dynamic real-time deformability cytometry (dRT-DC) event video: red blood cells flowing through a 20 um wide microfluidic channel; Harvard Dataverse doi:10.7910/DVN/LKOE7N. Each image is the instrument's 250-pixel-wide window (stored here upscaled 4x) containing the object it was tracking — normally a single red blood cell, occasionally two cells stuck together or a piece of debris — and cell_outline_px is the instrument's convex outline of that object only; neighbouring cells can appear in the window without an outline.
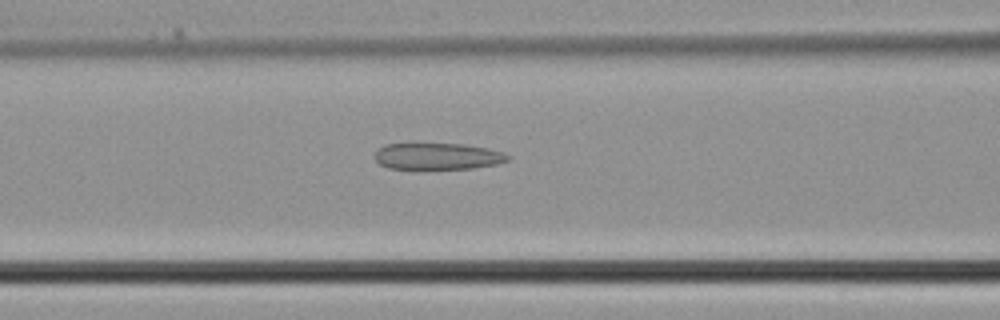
{"species": "common noctule bat (a hibernating species)", "species_latin": "Nyctalus noctula", "temperature_condition": "cold", "stored_images_in_passage": 28, "camera_frame_rate_fps": 3000, "um_per_image_px": 0.085, "animal": {"sex": "male", "body_mass_g": 21.5, "forearm_length_mm": 52.0}, "frame": {"image": 1, "passage_image": 6, "time_ms": 1.667, "image_size_px": [1000, 320], "cell_outline_px": [[508, 160], [496, 164], [472, 168], [388, 168], [380, 164], [376, 160], [376, 152], [384, 144], [464, 144], [488, 148], [504, 152], [508, 156]], "centroid_in_image_um": [37.21, 13.27], "position_along_channel_um": 129.4, "area_um2": 20.17}}
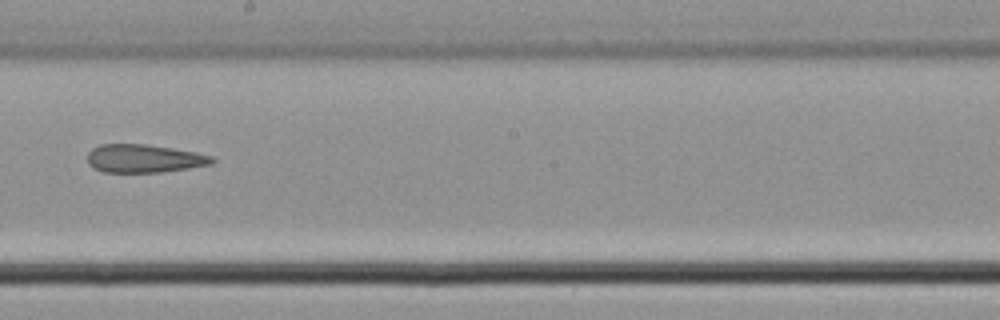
{"frame": {"image": 2, "passage_image": 12, "time_ms": 3.667, "image_size_px": [1000, 320], "cell_outline_px": [[216, 160], [212, 164], [188, 168], [160, 172], [104, 172], [92, 168], [88, 164], [88, 152], [92, 148], [100, 144], [144, 144], [172, 148], [196, 152], [212, 156]], "centroid_in_image_um": [12.23, 13.47], "position_along_channel_um": 236.0, "area_um2": 20.52}}
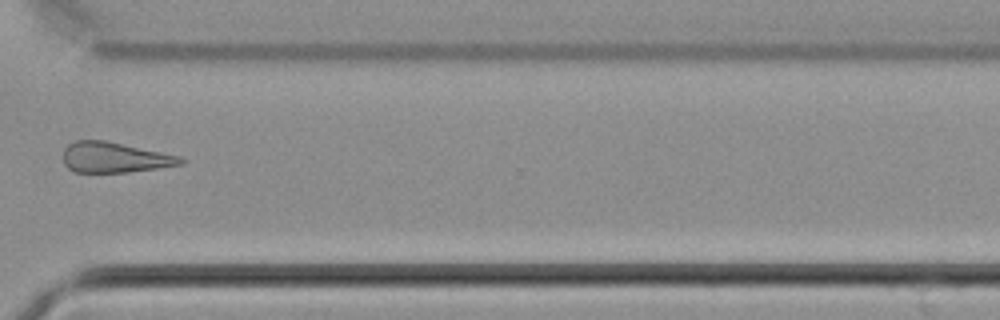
{"frame": {"image": 3, "passage_image": 19, "time_ms": 6.0, "image_size_px": [1000, 320], "cell_outline_px": [[184, 164], [128, 172], [72, 172], [64, 164], [64, 148], [68, 144], [76, 140], [104, 140], [180, 156], [184, 160]], "centroid_in_image_um": [9.71, 13.38], "position_along_channel_um": 360.9, "area_um2": 20.69}}